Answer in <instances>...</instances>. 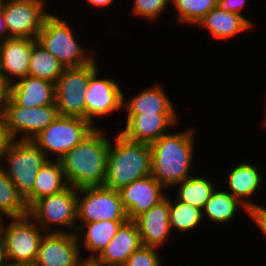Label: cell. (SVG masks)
Instances as JSON below:
<instances>
[{
  "label": "cell",
  "instance_id": "1",
  "mask_svg": "<svg viewBox=\"0 0 266 266\" xmlns=\"http://www.w3.org/2000/svg\"><path fill=\"white\" fill-rule=\"evenodd\" d=\"M94 129L59 160L68 186H103L110 141Z\"/></svg>",
  "mask_w": 266,
  "mask_h": 266
},
{
  "label": "cell",
  "instance_id": "2",
  "mask_svg": "<svg viewBox=\"0 0 266 266\" xmlns=\"http://www.w3.org/2000/svg\"><path fill=\"white\" fill-rule=\"evenodd\" d=\"M194 132L165 134L150 144L151 175L164 187L176 185L191 175Z\"/></svg>",
  "mask_w": 266,
  "mask_h": 266
},
{
  "label": "cell",
  "instance_id": "3",
  "mask_svg": "<svg viewBox=\"0 0 266 266\" xmlns=\"http://www.w3.org/2000/svg\"><path fill=\"white\" fill-rule=\"evenodd\" d=\"M150 175V144L127 140L119 133L115 147H112L111 142L109 145L103 186L118 191Z\"/></svg>",
  "mask_w": 266,
  "mask_h": 266
},
{
  "label": "cell",
  "instance_id": "4",
  "mask_svg": "<svg viewBox=\"0 0 266 266\" xmlns=\"http://www.w3.org/2000/svg\"><path fill=\"white\" fill-rule=\"evenodd\" d=\"M7 155V156H6ZM9 159L10 169L4 168L5 174L31 206V190L36 175L49 159L32 140H11L4 157Z\"/></svg>",
  "mask_w": 266,
  "mask_h": 266
},
{
  "label": "cell",
  "instance_id": "5",
  "mask_svg": "<svg viewBox=\"0 0 266 266\" xmlns=\"http://www.w3.org/2000/svg\"><path fill=\"white\" fill-rule=\"evenodd\" d=\"M36 42L56 57L64 68L82 67L94 60L84 55V49L74 39L67 22L52 14L45 17Z\"/></svg>",
  "mask_w": 266,
  "mask_h": 266
},
{
  "label": "cell",
  "instance_id": "6",
  "mask_svg": "<svg viewBox=\"0 0 266 266\" xmlns=\"http://www.w3.org/2000/svg\"><path fill=\"white\" fill-rule=\"evenodd\" d=\"M95 127L84 118L58 115L32 141L44 152H53L57 160L78 145Z\"/></svg>",
  "mask_w": 266,
  "mask_h": 266
},
{
  "label": "cell",
  "instance_id": "7",
  "mask_svg": "<svg viewBox=\"0 0 266 266\" xmlns=\"http://www.w3.org/2000/svg\"><path fill=\"white\" fill-rule=\"evenodd\" d=\"M10 220L7 227L2 220L0 223L8 263L35 262L43 237L39 226L29 215L12 217Z\"/></svg>",
  "mask_w": 266,
  "mask_h": 266
},
{
  "label": "cell",
  "instance_id": "8",
  "mask_svg": "<svg viewBox=\"0 0 266 266\" xmlns=\"http://www.w3.org/2000/svg\"><path fill=\"white\" fill-rule=\"evenodd\" d=\"M77 219L83 223L100 221H128L119 192L104 186L78 188ZM81 199V200H80Z\"/></svg>",
  "mask_w": 266,
  "mask_h": 266
},
{
  "label": "cell",
  "instance_id": "9",
  "mask_svg": "<svg viewBox=\"0 0 266 266\" xmlns=\"http://www.w3.org/2000/svg\"><path fill=\"white\" fill-rule=\"evenodd\" d=\"M59 115L55 104L39 107L16 106L10 99L0 111L8 135L12 140L24 135L19 140H32Z\"/></svg>",
  "mask_w": 266,
  "mask_h": 266
},
{
  "label": "cell",
  "instance_id": "10",
  "mask_svg": "<svg viewBox=\"0 0 266 266\" xmlns=\"http://www.w3.org/2000/svg\"><path fill=\"white\" fill-rule=\"evenodd\" d=\"M78 189L68 186L62 192L36 200L29 207V216L38 222L40 227L48 230V225L74 226L77 230V197ZM42 225V226H41Z\"/></svg>",
  "mask_w": 266,
  "mask_h": 266
},
{
  "label": "cell",
  "instance_id": "11",
  "mask_svg": "<svg viewBox=\"0 0 266 266\" xmlns=\"http://www.w3.org/2000/svg\"><path fill=\"white\" fill-rule=\"evenodd\" d=\"M90 63L78 68H65L55 82V105L59 115L86 119L84 93L88 89Z\"/></svg>",
  "mask_w": 266,
  "mask_h": 266
},
{
  "label": "cell",
  "instance_id": "12",
  "mask_svg": "<svg viewBox=\"0 0 266 266\" xmlns=\"http://www.w3.org/2000/svg\"><path fill=\"white\" fill-rule=\"evenodd\" d=\"M44 0H9L2 2L1 8L10 37L36 40L45 17Z\"/></svg>",
  "mask_w": 266,
  "mask_h": 266
},
{
  "label": "cell",
  "instance_id": "13",
  "mask_svg": "<svg viewBox=\"0 0 266 266\" xmlns=\"http://www.w3.org/2000/svg\"><path fill=\"white\" fill-rule=\"evenodd\" d=\"M96 62L90 63L88 89L84 93L86 120L93 125L94 116H105L124 104L119 85L112 79H98Z\"/></svg>",
  "mask_w": 266,
  "mask_h": 266
},
{
  "label": "cell",
  "instance_id": "14",
  "mask_svg": "<svg viewBox=\"0 0 266 266\" xmlns=\"http://www.w3.org/2000/svg\"><path fill=\"white\" fill-rule=\"evenodd\" d=\"M75 232L63 230L43 235L35 264L37 266H77L81 261L79 241Z\"/></svg>",
  "mask_w": 266,
  "mask_h": 266
},
{
  "label": "cell",
  "instance_id": "15",
  "mask_svg": "<svg viewBox=\"0 0 266 266\" xmlns=\"http://www.w3.org/2000/svg\"><path fill=\"white\" fill-rule=\"evenodd\" d=\"M162 188L166 187L150 175L118 190L128 220H134L162 201L165 198Z\"/></svg>",
  "mask_w": 266,
  "mask_h": 266
},
{
  "label": "cell",
  "instance_id": "16",
  "mask_svg": "<svg viewBox=\"0 0 266 266\" xmlns=\"http://www.w3.org/2000/svg\"><path fill=\"white\" fill-rule=\"evenodd\" d=\"M177 121L176 114H128L121 135L130 141L151 144L167 134L168 127Z\"/></svg>",
  "mask_w": 266,
  "mask_h": 266
},
{
  "label": "cell",
  "instance_id": "17",
  "mask_svg": "<svg viewBox=\"0 0 266 266\" xmlns=\"http://www.w3.org/2000/svg\"><path fill=\"white\" fill-rule=\"evenodd\" d=\"M35 41L31 38L10 37L0 42V71L11 84L15 81L12 77L21 79L28 76Z\"/></svg>",
  "mask_w": 266,
  "mask_h": 266
},
{
  "label": "cell",
  "instance_id": "18",
  "mask_svg": "<svg viewBox=\"0 0 266 266\" xmlns=\"http://www.w3.org/2000/svg\"><path fill=\"white\" fill-rule=\"evenodd\" d=\"M141 246L137 225L133 220H128L99 255H91L88 259H94L101 266L125 264L128 257Z\"/></svg>",
  "mask_w": 266,
  "mask_h": 266
},
{
  "label": "cell",
  "instance_id": "19",
  "mask_svg": "<svg viewBox=\"0 0 266 266\" xmlns=\"http://www.w3.org/2000/svg\"><path fill=\"white\" fill-rule=\"evenodd\" d=\"M138 228L143 246L159 247L170 233L169 199L164 198L157 205L133 220Z\"/></svg>",
  "mask_w": 266,
  "mask_h": 266
},
{
  "label": "cell",
  "instance_id": "20",
  "mask_svg": "<svg viewBox=\"0 0 266 266\" xmlns=\"http://www.w3.org/2000/svg\"><path fill=\"white\" fill-rule=\"evenodd\" d=\"M9 99L21 107L55 104V83L28 75L11 84Z\"/></svg>",
  "mask_w": 266,
  "mask_h": 266
},
{
  "label": "cell",
  "instance_id": "21",
  "mask_svg": "<svg viewBox=\"0 0 266 266\" xmlns=\"http://www.w3.org/2000/svg\"><path fill=\"white\" fill-rule=\"evenodd\" d=\"M211 32L214 38L222 39L235 36L249 29L252 23L242 14L227 12L219 7L210 10L199 22Z\"/></svg>",
  "mask_w": 266,
  "mask_h": 266
},
{
  "label": "cell",
  "instance_id": "22",
  "mask_svg": "<svg viewBox=\"0 0 266 266\" xmlns=\"http://www.w3.org/2000/svg\"><path fill=\"white\" fill-rule=\"evenodd\" d=\"M67 187V181L60 160H56L54 163L48 159L36 175L31 190V205L36 200L58 194Z\"/></svg>",
  "mask_w": 266,
  "mask_h": 266
},
{
  "label": "cell",
  "instance_id": "23",
  "mask_svg": "<svg viewBox=\"0 0 266 266\" xmlns=\"http://www.w3.org/2000/svg\"><path fill=\"white\" fill-rule=\"evenodd\" d=\"M228 180L229 189L231 190L228 192L233 197L243 203L247 209L256 206V204L246 202L244 199L256 192L260 186L261 176L256 166L243 162L232 169Z\"/></svg>",
  "mask_w": 266,
  "mask_h": 266
},
{
  "label": "cell",
  "instance_id": "24",
  "mask_svg": "<svg viewBox=\"0 0 266 266\" xmlns=\"http://www.w3.org/2000/svg\"><path fill=\"white\" fill-rule=\"evenodd\" d=\"M127 114H175L173 104L168 99L162 88L154 86L145 89L125 102Z\"/></svg>",
  "mask_w": 266,
  "mask_h": 266
},
{
  "label": "cell",
  "instance_id": "25",
  "mask_svg": "<svg viewBox=\"0 0 266 266\" xmlns=\"http://www.w3.org/2000/svg\"><path fill=\"white\" fill-rule=\"evenodd\" d=\"M127 221H100L83 223V226L77 225L75 234L82 232L83 227H87L84 236V246L90 252H98L99 255L110 241L115 237L120 226Z\"/></svg>",
  "mask_w": 266,
  "mask_h": 266
},
{
  "label": "cell",
  "instance_id": "26",
  "mask_svg": "<svg viewBox=\"0 0 266 266\" xmlns=\"http://www.w3.org/2000/svg\"><path fill=\"white\" fill-rule=\"evenodd\" d=\"M29 214V207L16 186L7 177L4 165H0V216L23 217Z\"/></svg>",
  "mask_w": 266,
  "mask_h": 266
},
{
  "label": "cell",
  "instance_id": "27",
  "mask_svg": "<svg viewBox=\"0 0 266 266\" xmlns=\"http://www.w3.org/2000/svg\"><path fill=\"white\" fill-rule=\"evenodd\" d=\"M64 69L56 57L36 41L33 43L28 75L55 83Z\"/></svg>",
  "mask_w": 266,
  "mask_h": 266
},
{
  "label": "cell",
  "instance_id": "28",
  "mask_svg": "<svg viewBox=\"0 0 266 266\" xmlns=\"http://www.w3.org/2000/svg\"><path fill=\"white\" fill-rule=\"evenodd\" d=\"M216 190L213 191L202 209V213L206 214L209 220L217 223L228 222L233 219L238 205L243 206L242 208H245V211L248 212L244 204L229 192Z\"/></svg>",
  "mask_w": 266,
  "mask_h": 266
},
{
  "label": "cell",
  "instance_id": "29",
  "mask_svg": "<svg viewBox=\"0 0 266 266\" xmlns=\"http://www.w3.org/2000/svg\"><path fill=\"white\" fill-rule=\"evenodd\" d=\"M176 185H179L176 199L188 203L201 211L215 190L213 182L206 178L195 176H190Z\"/></svg>",
  "mask_w": 266,
  "mask_h": 266
},
{
  "label": "cell",
  "instance_id": "30",
  "mask_svg": "<svg viewBox=\"0 0 266 266\" xmlns=\"http://www.w3.org/2000/svg\"><path fill=\"white\" fill-rule=\"evenodd\" d=\"M169 201V223L170 228L174 227L181 232L195 228L203 218L200 209L195 208L188 203L177 200L176 204Z\"/></svg>",
  "mask_w": 266,
  "mask_h": 266
},
{
  "label": "cell",
  "instance_id": "31",
  "mask_svg": "<svg viewBox=\"0 0 266 266\" xmlns=\"http://www.w3.org/2000/svg\"><path fill=\"white\" fill-rule=\"evenodd\" d=\"M178 12V20L182 23L198 24V22L214 7L217 0H170Z\"/></svg>",
  "mask_w": 266,
  "mask_h": 266
},
{
  "label": "cell",
  "instance_id": "32",
  "mask_svg": "<svg viewBox=\"0 0 266 266\" xmlns=\"http://www.w3.org/2000/svg\"><path fill=\"white\" fill-rule=\"evenodd\" d=\"M160 257L156 253V247L141 246L135 250L125 262V266H161Z\"/></svg>",
  "mask_w": 266,
  "mask_h": 266
},
{
  "label": "cell",
  "instance_id": "33",
  "mask_svg": "<svg viewBox=\"0 0 266 266\" xmlns=\"http://www.w3.org/2000/svg\"><path fill=\"white\" fill-rule=\"evenodd\" d=\"M170 0H135L133 10L136 15L154 19L161 15Z\"/></svg>",
  "mask_w": 266,
  "mask_h": 266
},
{
  "label": "cell",
  "instance_id": "34",
  "mask_svg": "<svg viewBox=\"0 0 266 266\" xmlns=\"http://www.w3.org/2000/svg\"><path fill=\"white\" fill-rule=\"evenodd\" d=\"M247 213L250 217H252L260 230H263L266 235V208L256 205L248 209Z\"/></svg>",
  "mask_w": 266,
  "mask_h": 266
},
{
  "label": "cell",
  "instance_id": "35",
  "mask_svg": "<svg viewBox=\"0 0 266 266\" xmlns=\"http://www.w3.org/2000/svg\"><path fill=\"white\" fill-rule=\"evenodd\" d=\"M245 0H217V7L227 12H235L238 14L242 10Z\"/></svg>",
  "mask_w": 266,
  "mask_h": 266
},
{
  "label": "cell",
  "instance_id": "36",
  "mask_svg": "<svg viewBox=\"0 0 266 266\" xmlns=\"http://www.w3.org/2000/svg\"><path fill=\"white\" fill-rule=\"evenodd\" d=\"M10 87L11 83L0 71V111L3 109L4 105L10 98Z\"/></svg>",
  "mask_w": 266,
  "mask_h": 266
},
{
  "label": "cell",
  "instance_id": "37",
  "mask_svg": "<svg viewBox=\"0 0 266 266\" xmlns=\"http://www.w3.org/2000/svg\"><path fill=\"white\" fill-rule=\"evenodd\" d=\"M11 140L12 139L8 135L7 129L5 127L4 120L0 116V159L3 158Z\"/></svg>",
  "mask_w": 266,
  "mask_h": 266
},
{
  "label": "cell",
  "instance_id": "38",
  "mask_svg": "<svg viewBox=\"0 0 266 266\" xmlns=\"http://www.w3.org/2000/svg\"><path fill=\"white\" fill-rule=\"evenodd\" d=\"M7 38H10V36L8 35V31L6 28L5 19H4V15H3V9L0 7V42H3Z\"/></svg>",
  "mask_w": 266,
  "mask_h": 266
},
{
  "label": "cell",
  "instance_id": "39",
  "mask_svg": "<svg viewBox=\"0 0 266 266\" xmlns=\"http://www.w3.org/2000/svg\"><path fill=\"white\" fill-rule=\"evenodd\" d=\"M7 265H8V260L5 251V244L0 234V266H7Z\"/></svg>",
  "mask_w": 266,
  "mask_h": 266
},
{
  "label": "cell",
  "instance_id": "40",
  "mask_svg": "<svg viewBox=\"0 0 266 266\" xmlns=\"http://www.w3.org/2000/svg\"><path fill=\"white\" fill-rule=\"evenodd\" d=\"M87 1L90 4H93V6L95 5V6H98V7L99 6L103 7V6H107V5L111 4V2L113 0H87Z\"/></svg>",
  "mask_w": 266,
  "mask_h": 266
},
{
  "label": "cell",
  "instance_id": "41",
  "mask_svg": "<svg viewBox=\"0 0 266 266\" xmlns=\"http://www.w3.org/2000/svg\"><path fill=\"white\" fill-rule=\"evenodd\" d=\"M83 260L77 266H101L94 259H83Z\"/></svg>",
  "mask_w": 266,
  "mask_h": 266
},
{
  "label": "cell",
  "instance_id": "42",
  "mask_svg": "<svg viewBox=\"0 0 266 266\" xmlns=\"http://www.w3.org/2000/svg\"><path fill=\"white\" fill-rule=\"evenodd\" d=\"M7 266H37L35 262H25V263H8Z\"/></svg>",
  "mask_w": 266,
  "mask_h": 266
},
{
  "label": "cell",
  "instance_id": "43",
  "mask_svg": "<svg viewBox=\"0 0 266 266\" xmlns=\"http://www.w3.org/2000/svg\"><path fill=\"white\" fill-rule=\"evenodd\" d=\"M110 266H125L124 264H120V265H110Z\"/></svg>",
  "mask_w": 266,
  "mask_h": 266
}]
</instances>
